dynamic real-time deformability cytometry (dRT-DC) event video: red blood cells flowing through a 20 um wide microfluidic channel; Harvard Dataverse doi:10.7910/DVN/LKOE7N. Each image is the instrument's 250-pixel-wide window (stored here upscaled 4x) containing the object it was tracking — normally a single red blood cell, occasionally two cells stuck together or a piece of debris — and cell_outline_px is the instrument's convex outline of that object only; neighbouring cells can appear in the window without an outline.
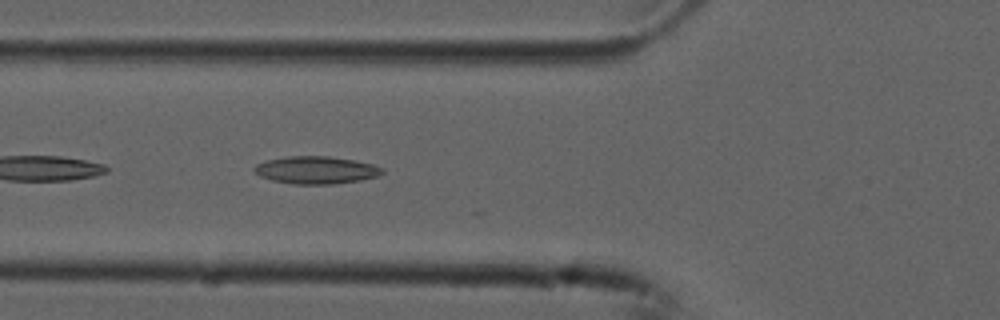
{"species": "common noctule bat (a hibernating species)", "species_latin": "Nyctalus noctula", "temperature_condition": "cold", "stored_images_in_passage": 5, "camera_frame_rate_fps": 3000, "um_per_image_px": 0.085, "animal": {"sex": "male", "forearm_length_mm": 52.5}, "frame": {"image": 1, "passage_image": 5, "time_ms": 1.333, "image_size_px": [1000, 320], "cell_outline_px": [[384, 172], [376, 176], [360, 180], [332, 184], [296, 184], [272, 180], [260, 176], [252, 168], [256, 164], [264, 160], [288, 156], [328, 156], [352, 160], [372, 164], [384, 168]], "centroid_in_image_um": [26.84, 14.45], "position_along_channel_um": 99.0, "area_um2": 20.4}}